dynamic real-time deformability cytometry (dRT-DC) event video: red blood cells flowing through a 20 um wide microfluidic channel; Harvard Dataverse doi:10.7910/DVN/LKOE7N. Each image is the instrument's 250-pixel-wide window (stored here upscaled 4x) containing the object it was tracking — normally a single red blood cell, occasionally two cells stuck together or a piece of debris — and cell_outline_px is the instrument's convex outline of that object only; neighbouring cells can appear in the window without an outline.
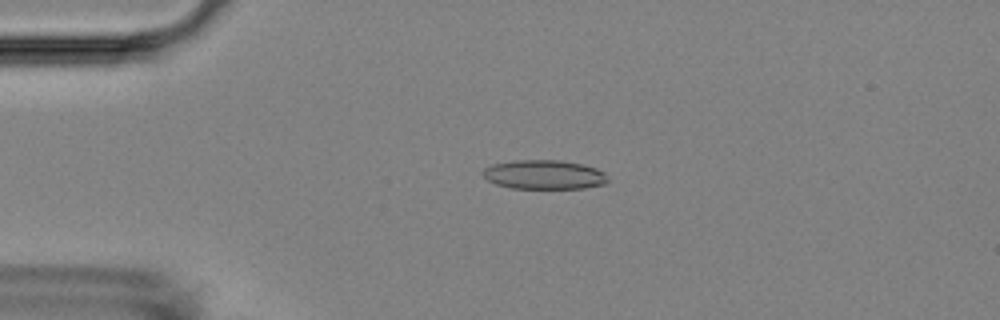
{"species": "Egyptian fruit bat (a non-hibernating species)", "species_latin": "Rousettus aegyptiacus", "temperature_condition": "room temperature", "stored_images_in_passage": 9, "camera_frame_rate_fps": 3000, "um_per_image_px": 0.085, "animal": {"sex": "female"}, "frame": {"image": 1, "passage_image": 3, "time_ms": 0.667, "image_size_px": [1000, 320], "cell_outline_px": [[608, 180], [604, 184], [584, 188], [512, 188], [496, 184], [488, 180], [480, 172], [484, 168], [492, 164], [512, 160], [560, 160], [580, 164], [596, 168], [604, 172]], "centroid_in_image_um": [46.21, 14.84], "position_along_channel_um": 38.8, "area_um2": 21.21}}